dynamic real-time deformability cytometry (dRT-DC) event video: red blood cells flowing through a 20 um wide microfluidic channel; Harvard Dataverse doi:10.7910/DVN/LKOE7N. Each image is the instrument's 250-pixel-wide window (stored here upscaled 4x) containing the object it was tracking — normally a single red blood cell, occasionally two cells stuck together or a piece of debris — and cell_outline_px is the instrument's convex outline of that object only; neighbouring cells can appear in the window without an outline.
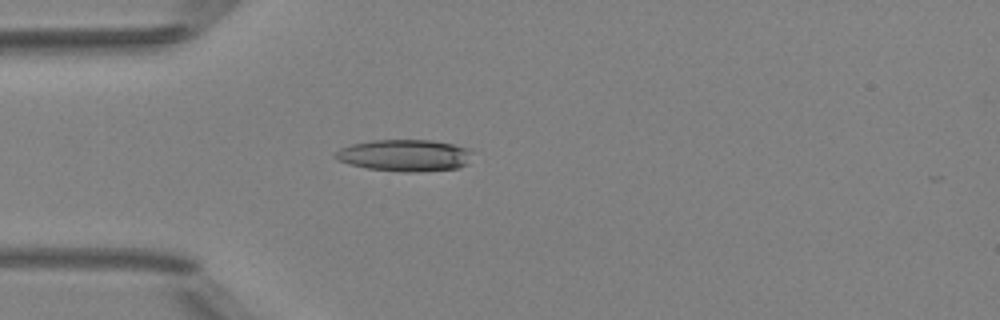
{"species": "Egyptian fruit bat (a non-hibernating species)", "species_latin": "Rousettus aegyptiacus", "temperature_condition": "room temperature", "stored_images_in_passage": 4, "camera_frame_rate_fps": 3000, "um_per_image_px": 0.085, "animal": {"sex": "female"}, "frame": {"image": 1, "passage_image": 4, "time_ms": 4.333, "image_size_px": [1000, 320], "cell_outline_px": [[472, 152], [468, 164], [460, 168], [420, 172], [408, 172], [368, 168], [348, 164], [336, 160], [332, 156], [340, 148], [352, 144], [372, 140], [432, 140], [452, 144], [468, 148]], "centroid_in_image_um": [34.41, 13.21], "position_along_channel_um": 50.6, "area_um2": 25.55}}